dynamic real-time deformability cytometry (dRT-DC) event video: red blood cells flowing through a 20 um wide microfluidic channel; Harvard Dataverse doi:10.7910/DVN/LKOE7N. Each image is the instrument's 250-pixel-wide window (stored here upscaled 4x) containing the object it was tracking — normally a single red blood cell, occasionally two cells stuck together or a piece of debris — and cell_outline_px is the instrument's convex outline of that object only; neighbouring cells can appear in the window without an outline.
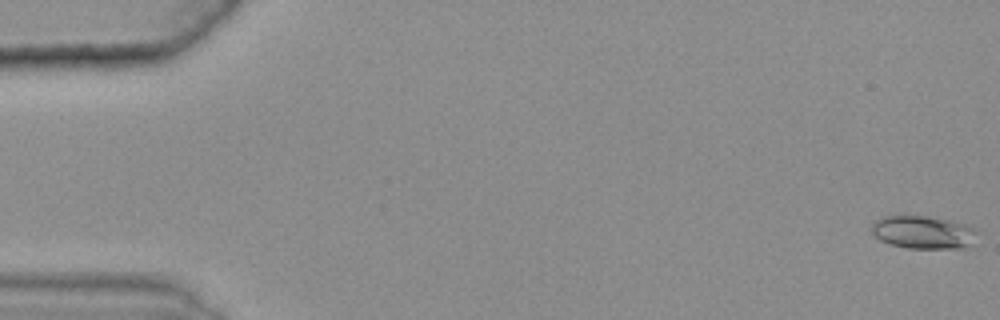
{"species": "common noctule bat (a hibernating species)", "species_latin": "Nyctalus noctula", "temperature_condition": "warm", "stored_images_in_passage": 9, "camera_frame_rate_fps": 3000, "um_per_image_px": 0.085, "animal": {"sex": "female", "body_mass_g": 25.1}, "frame": {"image": 1, "passage_image": 1, "time_ms": 0.0, "image_size_px": [1000, 320], "cell_outline_px": [[980, 232], [964, 248], [908, 248], [888, 244], [880, 240], [872, 232], [872, 224], [876, 220], [884, 216], [928, 216], [948, 220], [964, 224]], "centroid_in_image_um": [78.44, 19.74], "position_along_channel_um": 6.6, "area_um2": 20.06}}